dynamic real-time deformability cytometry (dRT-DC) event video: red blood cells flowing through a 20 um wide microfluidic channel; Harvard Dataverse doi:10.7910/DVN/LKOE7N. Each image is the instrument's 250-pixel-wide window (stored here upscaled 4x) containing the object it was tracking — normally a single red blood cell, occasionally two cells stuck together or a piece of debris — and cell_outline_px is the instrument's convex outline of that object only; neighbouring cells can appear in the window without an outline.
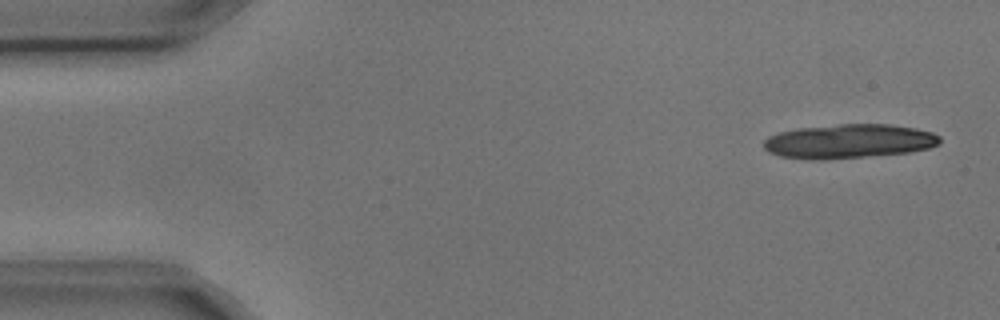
{"species": "common noctule bat (a hibernating species)", "species_latin": "Nyctalus noctula", "temperature_condition": "cold", "stored_images_in_passage": 8, "camera_frame_rate_fps": 3000, "um_per_image_px": 0.085, "animal": {"sex": "male", "body_mass_g": 17.9, "forearm_length_mm": 54.2}, "frame": {"image": 1, "passage_image": 1, "time_ms": 0.0, "image_size_px": [1000, 320], "cell_outline_px": [[940, 144], [928, 148], [908, 152], [828, 160], [808, 160], [780, 156], [768, 152], [764, 148], [764, 140], [768, 136], [780, 132], [796, 128], [840, 124], [888, 124], [916, 128], [932, 132], [940, 136]], "centroid_in_image_um": [72.13, 12.01], "position_along_channel_um": 12.9, "area_um2": 35.32}}
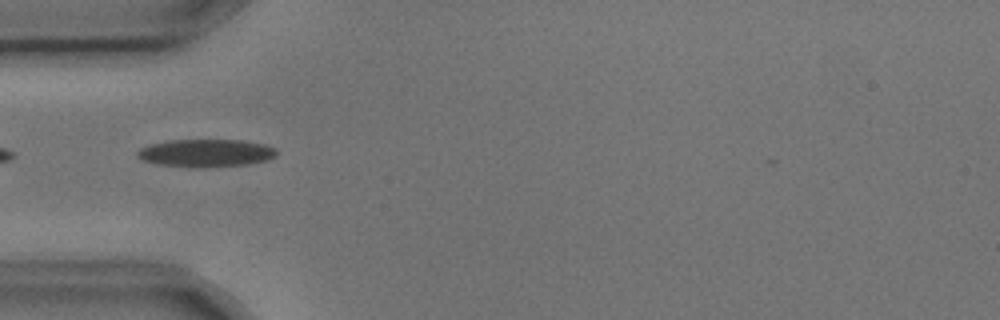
{"frame": {"image": 2, "passage_image": 5, "time_ms": 1.333, "image_size_px": [1000, 320], "cell_outline_px": [[276, 156], [268, 160], [248, 164], [160, 164], [144, 160], [136, 156], [136, 152], [140, 148], [148, 144], [172, 140], [244, 140], [264, 144], [276, 148]], "centroid_in_image_um": [17.54, 12.94], "position_along_channel_um": 67.5, "area_um2": 21.27}}
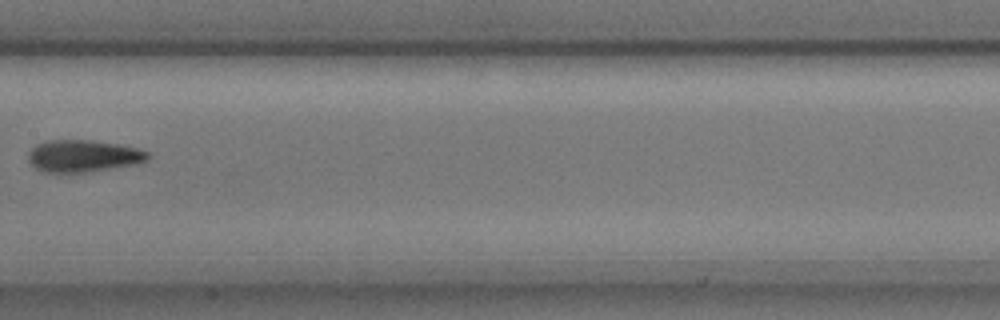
{"frame": {"image": 3, "passage_image": 8, "time_ms": 2.333, "image_size_px": [1000, 320], "cell_outline_px": [[152, 156], [148, 160], [136, 164], [84, 172], [44, 172], [36, 168], [28, 160], [28, 152], [36, 144], [44, 140], [92, 140], [120, 144], [136, 148], [148, 152]], "centroid_in_image_um": [7.07, 13.24], "position_along_channel_um": 200.3, "area_um2": 22.37}}